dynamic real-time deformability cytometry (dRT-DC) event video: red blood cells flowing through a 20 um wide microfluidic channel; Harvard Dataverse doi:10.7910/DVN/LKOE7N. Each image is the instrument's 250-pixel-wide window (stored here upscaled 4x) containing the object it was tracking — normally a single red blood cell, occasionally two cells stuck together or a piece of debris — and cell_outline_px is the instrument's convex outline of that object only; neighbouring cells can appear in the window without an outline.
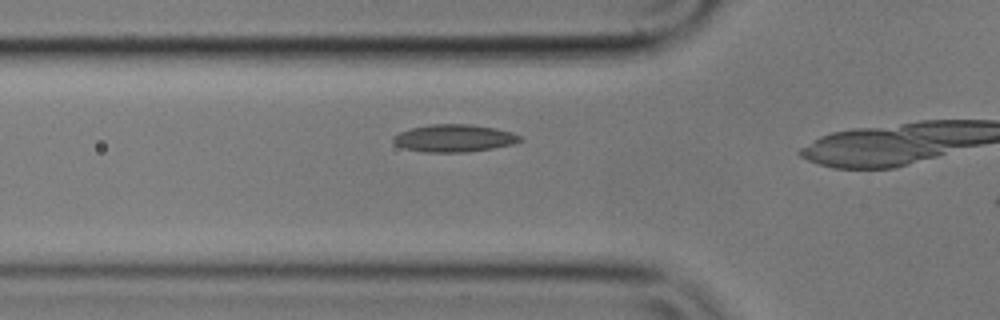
{"species": "common noctule bat (a hibernating species)", "species_latin": "Nyctalus noctula", "temperature_condition": "cold", "stored_images_in_passage": 15, "camera_frame_rate_fps": 3000, "um_per_image_px": 0.085, "animal": {"sex": "male", "body_mass_g": 17.9}, "frame": {"image": 1, "passage_image": 14, "time_ms": 4.333, "image_size_px": [1000, 320], "cell_outline_px": [[524, 140], [512, 144], [492, 148], [468, 152], [424, 152], [404, 148], [396, 144], [392, 140], [392, 136], [400, 132], [412, 128], [432, 124], [468, 124], [496, 128], [512, 132], [524, 136]], "centroid_in_image_um": [38.64, 11.74], "position_along_channel_um": 87.2, "area_um2": 20.35}}